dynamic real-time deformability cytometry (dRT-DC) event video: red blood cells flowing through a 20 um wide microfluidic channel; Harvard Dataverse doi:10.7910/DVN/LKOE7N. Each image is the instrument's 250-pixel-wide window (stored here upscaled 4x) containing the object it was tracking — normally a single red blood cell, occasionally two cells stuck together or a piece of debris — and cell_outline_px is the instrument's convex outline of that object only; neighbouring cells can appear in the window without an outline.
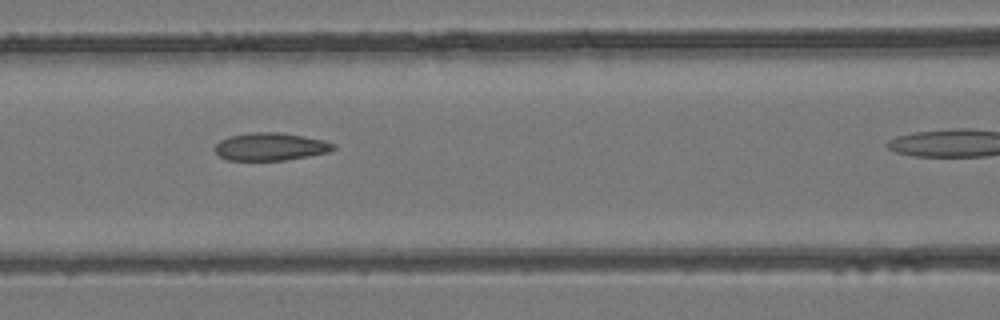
{"species": "common noctule bat (a hibernating species)", "species_latin": "Nyctalus noctula", "temperature_condition": "room temperature", "stored_images_in_passage": 14, "camera_frame_rate_fps": 3000, "um_per_image_px": 0.085, "animal": {"sex": "female", "body_mass_g": 24.6, "forearm_length_mm": 56.2}, "frame": {"image": 1, "passage_image": 5, "time_ms": 1.333, "image_size_px": [1000, 320], "cell_outline_px": [[336, 148], [328, 152], [308, 156], [284, 160], [228, 160], [220, 156], [216, 152], [216, 144], [220, 140], [228, 136], [256, 132], [280, 132], [324, 140], [336, 144]], "centroid_in_image_um": [23.01, 12.46], "position_along_channel_um": 143.6, "area_um2": 19.02}}